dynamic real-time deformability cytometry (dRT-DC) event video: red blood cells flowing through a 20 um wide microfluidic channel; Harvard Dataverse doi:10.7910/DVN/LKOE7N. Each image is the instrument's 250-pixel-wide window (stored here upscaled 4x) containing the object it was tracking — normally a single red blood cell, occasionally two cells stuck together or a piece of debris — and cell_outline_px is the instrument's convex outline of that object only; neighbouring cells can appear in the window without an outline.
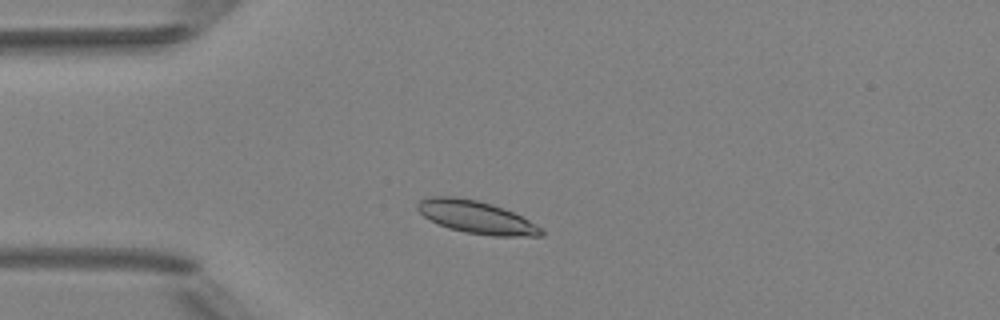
{"species": "Egyptian fruit bat (a non-hibernating species)", "species_latin": "Rousettus aegyptiacus", "temperature_condition": "room temperature", "stored_images_in_passage": 6, "camera_frame_rate_fps": 3000, "um_per_image_px": 0.085, "animal": {"sex": "female"}, "frame": {"image": 1, "passage_image": 3, "time_ms": 2.333, "image_size_px": [1000, 320], "cell_outline_px": [[544, 236], [492, 236], [464, 232], [448, 228], [424, 216], [416, 208], [416, 204], [424, 196], [456, 196], [476, 200], [492, 204], [504, 208], [536, 224], [544, 232]], "centroid_in_image_um": [40.46, 18.45], "position_along_channel_um": 44.5, "area_um2": 23.52}}
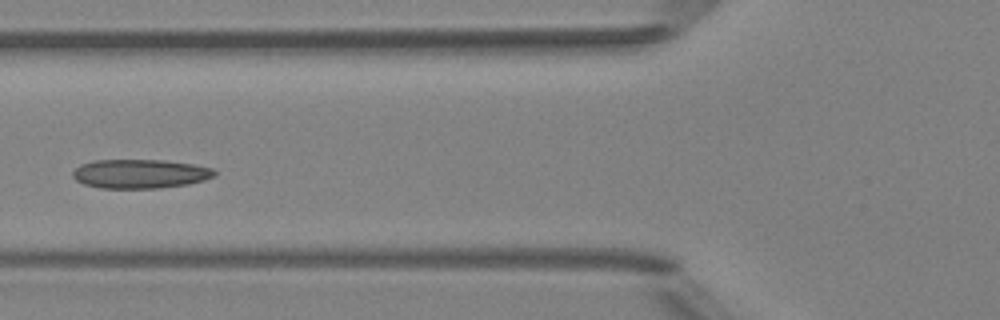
{"frame": {"image": 2, "passage_image": 5, "time_ms": 4.667, "image_size_px": [1000, 320], "cell_outline_px": [[216, 172], [212, 176], [204, 180], [188, 184], [160, 188], [100, 188], [84, 184], [76, 180], [72, 176], [72, 172], [80, 164], [92, 160], [164, 160], [192, 164], [212, 168]], "centroid_in_image_um": [11.86, 14.77], "position_along_channel_um": 113.9, "area_um2": 23.99}}
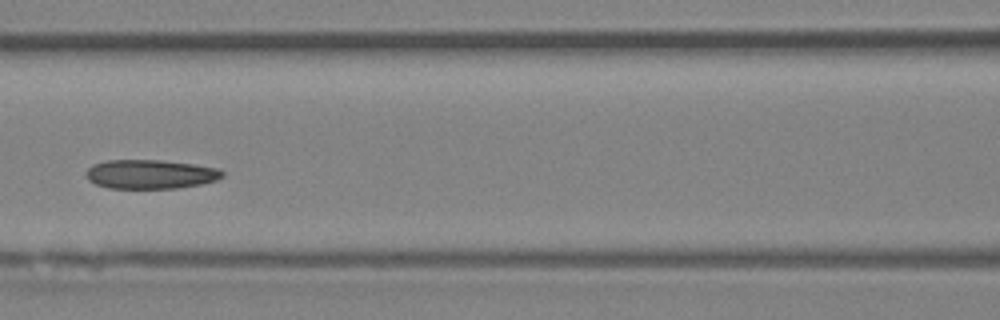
{"frame": {"image": 3, "passage_image": 6, "time_ms": 5.667, "image_size_px": [1000, 320], "cell_outline_px": [[224, 176], [216, 180], [200, 184], [176, 188], [108, 188], [96, 184], [88, 180], [84, 176], [84, 172], [92, 164], [108, 160], [160, 160], [192, 164], [216, 168], [224, 172]], "centroid_in_image_um": [12.73, 14.81], "position_along_channel_um": 153.9, "area_um2": 23.12}}